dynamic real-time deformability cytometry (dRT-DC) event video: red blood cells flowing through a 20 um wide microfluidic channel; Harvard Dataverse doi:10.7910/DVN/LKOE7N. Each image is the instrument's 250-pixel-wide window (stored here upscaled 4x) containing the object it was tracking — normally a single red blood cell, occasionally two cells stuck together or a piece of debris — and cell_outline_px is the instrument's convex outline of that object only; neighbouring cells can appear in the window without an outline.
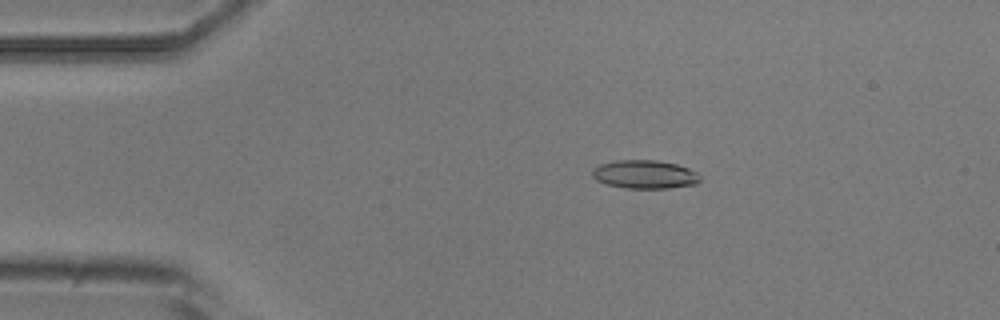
{"species": "common noctule bat (a hibernating species)", "species_latin": "Nyctalus noctula", "temperature_condition": "room temperature", "stored_images_in_passage": 5, "camera_frame_rate_fps": 3000, "um_per_image_px": 0.085, "animal": {"sex": "male", "body_mass_g": 20.5, "forearm_length_mm": 52.5}, "frame": {"image": 1, "passage_image": 3, "time_ms": 2.333, "image_size_px": [1000, 320], "cell_outline_px": [[700, 180], [696, 184], [668, 188], [628, 188], [604, 184], [596, 180], [592, 176], [592, 168], [600, 164], [616, 160], [656, 160], [676, 164], [688, 168], [696, 172], [700, 176]], "centroid_in_image_um": [54.77, 14.82], "position_along_channel_um": 30.2, "area_um2": 17.92}}
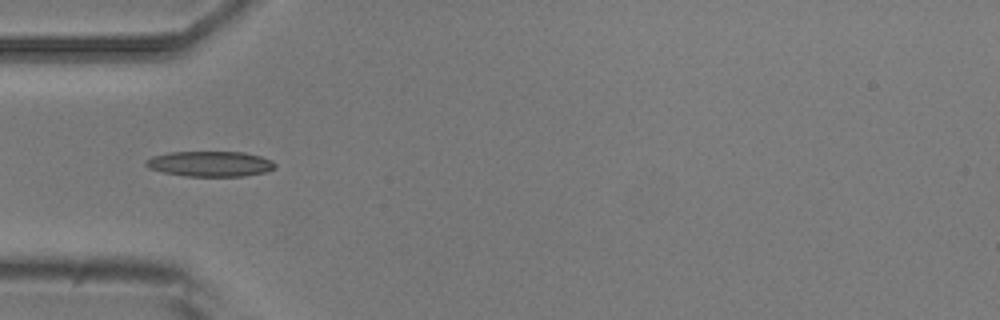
{"frame": {"image": 2, "passage_image": 5, "time_ms": 4.667, "image_size_px": [1000, 320], "cell_outline_px": [[276, 168], [264, 172], [244, 176], [184, 176], [164, 172], [148, 168], [144, 164], [144, 160], [152, 156], [168, 152], [244, 152], [260, 156], [272, 160], [276, 164]], "centroid_in_image_um": [17.84, 13.92], "position_along_channel_um": 67.2, "area_um2": 19.19}}